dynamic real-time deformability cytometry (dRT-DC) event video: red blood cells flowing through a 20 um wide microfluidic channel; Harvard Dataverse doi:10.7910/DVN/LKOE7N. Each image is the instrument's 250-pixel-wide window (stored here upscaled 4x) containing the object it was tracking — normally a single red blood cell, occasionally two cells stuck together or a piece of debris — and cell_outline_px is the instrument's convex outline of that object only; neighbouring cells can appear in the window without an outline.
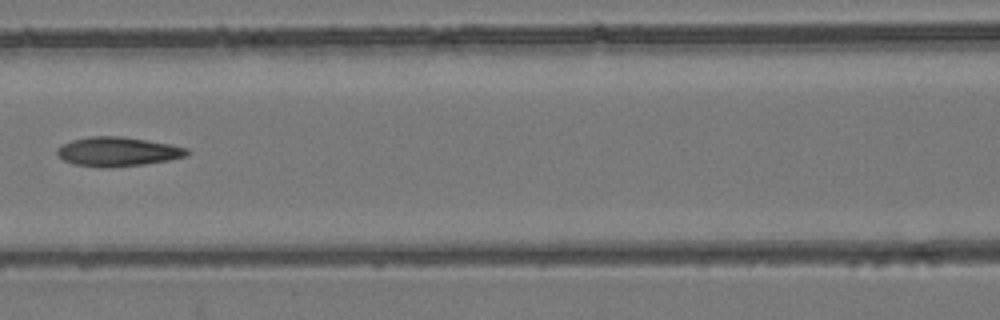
{"species": "common noctule bat (a hibernating species)", "species_latin": "Nyctalus noctula", "temperature_condition": "room temperature", "stored_images_in_passage": 5, "camera_frame_rate_fps": 3000, "um_per_image_px": 0.085, "animal": {"sex": "female", "body_mass_g": 24.6, "forearm_length_mm": 56.2}, "frame": {"image": 1, "passage_image": 4, "time_ms": 1.0, "image_size_px": [1000, 320], "cell_outline_px": [[192, 152], [188, 156], [168, 160], [144, 164], [108, 168], [100, 168], [72, 164], [64, 160], [56, 152], [56, 148], [72, 140], [92, 136], [120, 136], [172, 144], [188, 148]], "centroid_in_image_um": [10.04, 12.9], "position_along_channel_um": 156.6, "area_um2": 22.31}}
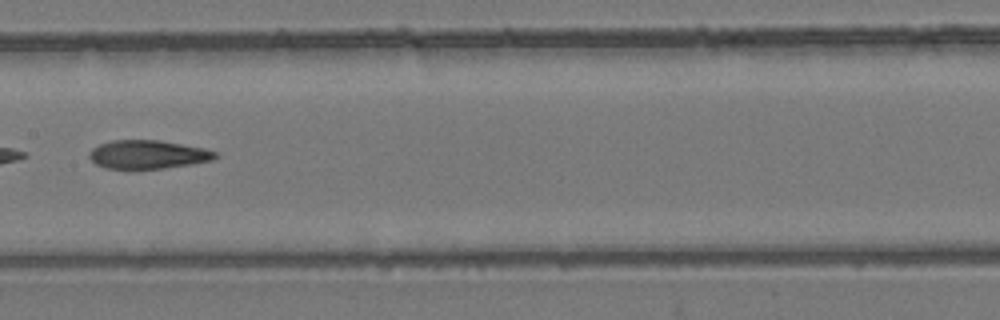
{"frame": {"image": 2, "passage_image": 5, "time_ms": 1.333, "image_size_px": [1000, 320], "cell_outline_px": [[220, 156], [212, 160], [192, 164], [164, 168], [104, 168], [96, 164], [88, 156], [88, 152], [92, 148], [100, 144], [112, 140], [160, 140], [204, 148], [216, 152]], "centroid_in_image_um": [12.57, 13.12], "position_along_channel_um": 194.8, "area_um2": 20.92}}